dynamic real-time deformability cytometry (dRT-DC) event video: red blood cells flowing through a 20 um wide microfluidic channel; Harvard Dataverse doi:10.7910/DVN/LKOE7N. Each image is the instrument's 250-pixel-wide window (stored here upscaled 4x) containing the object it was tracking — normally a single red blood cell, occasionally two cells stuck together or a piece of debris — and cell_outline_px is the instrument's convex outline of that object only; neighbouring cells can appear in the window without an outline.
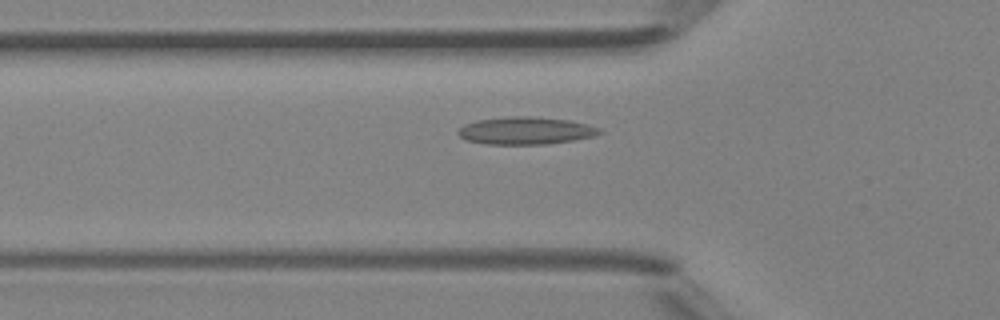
{"species": "Egyptian fruit bat (a non-hibernating species)", "species_latin": "Rousettus aegyptiacus", "temperature_condition": "room temperature", "stored_images_in_passage": 46, "camera_frame_rate_fps": 3000, "um_per_image_px": 0.085, "animal": {"sex": "female"}, "frame": {"image": 1, "passage_image": 15, "time_ms": 4.667, "image_size_px": [1000, 320], "cell_outline_px": [[604, 132], [592, 136], [572, 140], [548, 144], [484, 144], [464, 140], [456, 132], [464, 124], [476, 120], [512, 116], [532, 116], [568, 120], [588, 124], [600, 128]], "centroid_in_image_um": [44.65, 11.1], "position_along_channel_um": 81.1, "area_um2": 22.72}}
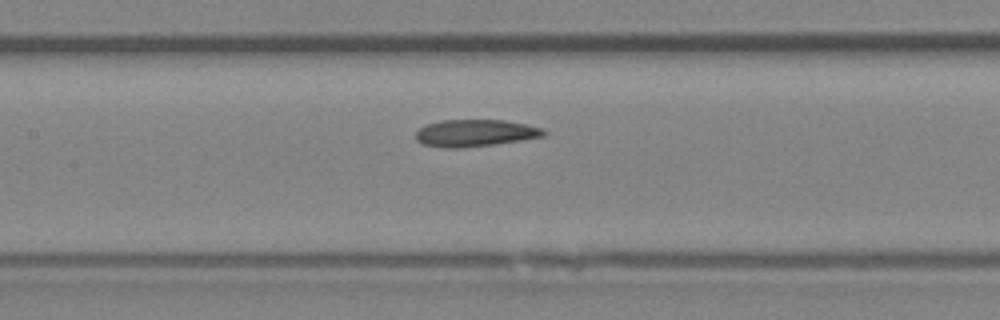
{"frame": {"image": 2, "passage_image": 21, "time_ms": 6.667, "image_size_px": [1000, 320], "cell_outline_px": [[548, 132], [544, 136], [520, 140], [492, 144], [460, 148], [444, 148], [424, 144], [416, 140], [416, 132], [420, 128], [428, 124], [440, 120], [504, 120], [528, 124], [544, 128]], "centroid_in_image_um": [40.42, 11.3], "position_along_channel_um": 167.0, "area_um2": 20.11}}
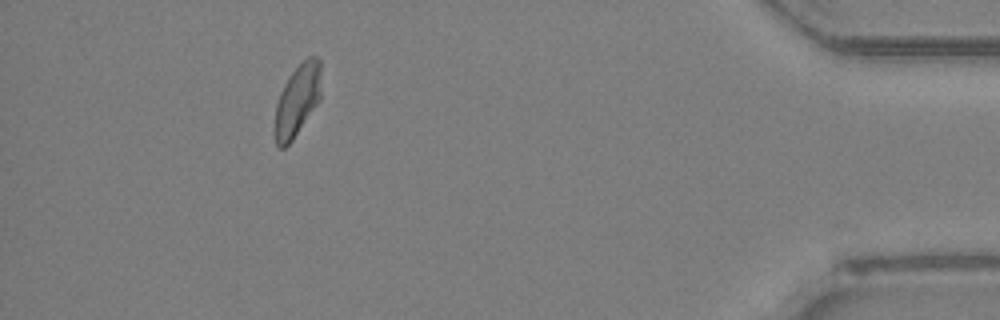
{"frame": {"image": 3, "passage_image": 42, "time_ms": 13.667, "image_size_px": [1000, 320], "cell_outline_px": [[320, 100], [292, 140], [284, 148], [280, 148], [276, 144], [276, 104], [280, 92], [288, 76], [308, 56], [316, 56], [320, 60]], "centroid_in_image_um": [25.29, 8.49], "position_along_channel_um": 409.9, "area_um2": 18.96}, "authors_computed_cell_mechanics": {"area_um2": 20.1144, "velocity_mm_per_s": 4.3032, "shape_relaxation_time_tau1_ms": null, "shape_relaxation_time_tau2_ms": 2.0672, "deformation_change_tau1": null, "deformation_change_tau2": 0.0886}}